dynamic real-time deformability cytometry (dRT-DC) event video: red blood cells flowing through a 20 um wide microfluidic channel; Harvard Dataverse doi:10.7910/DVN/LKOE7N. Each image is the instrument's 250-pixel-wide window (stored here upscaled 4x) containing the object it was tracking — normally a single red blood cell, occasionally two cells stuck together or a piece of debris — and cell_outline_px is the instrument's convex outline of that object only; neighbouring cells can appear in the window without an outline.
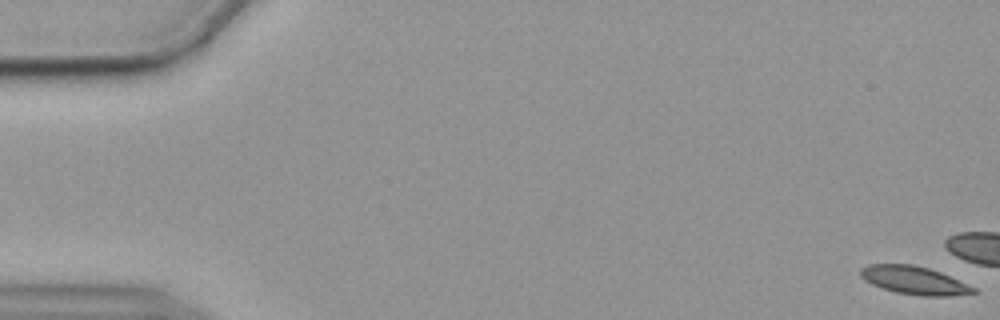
{"species": "common noctule bat (a hibernating species)", "species_latin": "Nyctalus noctula", "temperature_condition": "cold", "stored_images_in_passage": 17, "camera_frame_rate_fps": 3000, "um_per_image_px": 0.085, "animal": {"sex": "female", "body_mass_g": 19.9}, "frame": {"image": 1, "passage_image": 1, "time_ms": 0.0, "image_size_px": [1000, 320], "cell_outline_px": [[976, 292], [948, 296], [924, 296], [896, 292], [872, 284], [864, 280], [860, 276], [860, 268], [868, 264], [912, 264], [928, 268], [940, 272], [976, 288]], "centroid_in_image_um": [77.67, 23.82], "position_along_channel_um": 7.3, "area_um2": 18.26}}